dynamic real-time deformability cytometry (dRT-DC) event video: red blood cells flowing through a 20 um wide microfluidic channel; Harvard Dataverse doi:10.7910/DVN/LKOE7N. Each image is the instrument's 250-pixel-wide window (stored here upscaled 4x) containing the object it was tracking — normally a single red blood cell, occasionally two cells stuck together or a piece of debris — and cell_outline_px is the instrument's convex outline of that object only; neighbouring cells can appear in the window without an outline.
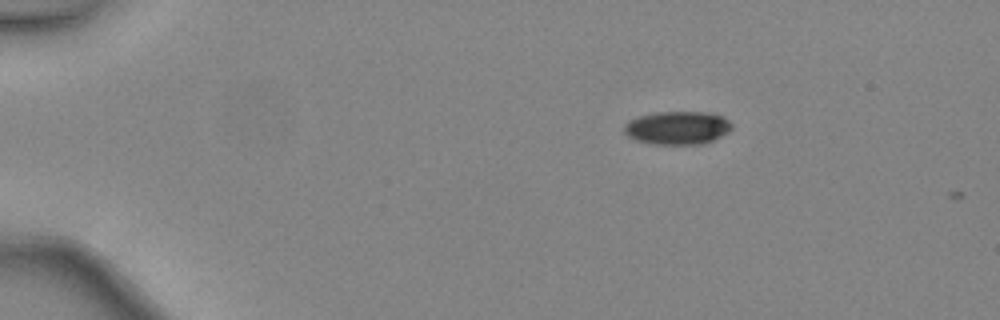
{"species": "common noctule bat (a hibernating species)", "species_latin": "Nyctalus noctula", "temperature_condition": "warm", "stored_images_in_passage": 5, "camera_frame_rate_fps": 3000, "um_per_image_px": 0.085, "animal": {"sex": "female", "body_mass_g": 24.6, "forearm_length_mm": 56.2}, "frame": {"image": 1, "passage_image": 1, "time_ms": 0.0, "image_size_px": [1000, 320], "cell_outline_px": [[732, 128], [728, 132], [704, 144], [656, 144], [636, 140], [628, 136], [624, 132], [624, 124], [628, 120], [636, 116], [656, 112], [708, 112], [724, 116], [732, 124]], "centroid_in_image_um": [57.57, 10.85], "position_along_channel_um": 27.4, "area_um2": 20.98}}